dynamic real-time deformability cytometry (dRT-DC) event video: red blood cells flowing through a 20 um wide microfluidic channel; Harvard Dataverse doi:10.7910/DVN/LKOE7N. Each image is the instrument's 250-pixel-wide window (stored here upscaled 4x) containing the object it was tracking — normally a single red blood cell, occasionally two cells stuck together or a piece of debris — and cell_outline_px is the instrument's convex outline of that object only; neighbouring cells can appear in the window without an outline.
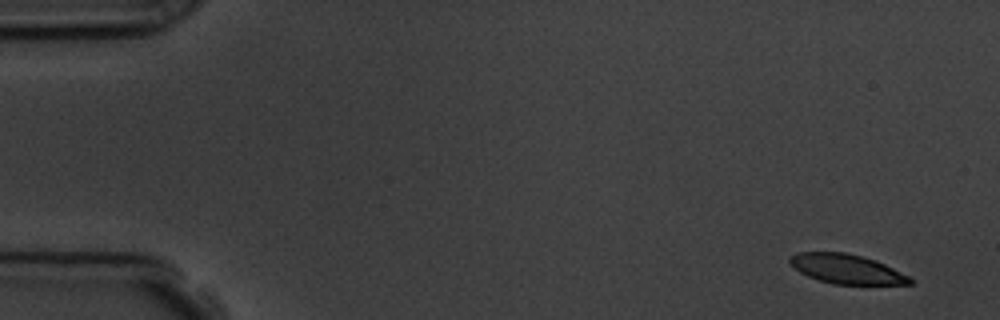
{"species": "common noctule bat (a hibernating species)", "species_latin": "Nyctalus noctula", "temperature_condition": "room temperature", "stored_images_in_passage": 5, "camera_frame_rate_fps": 3000, "um_per_image_px": 0.085, "animal": {"sex": "male", "body_mass_g": 19.5, "forearm_length_mm": 54.6}, "frame": {"image": 1, "passage_image": 1, "time_ms": 0.0, "image_size_px": [1000, 320], "cell_outline_px": [[916, 280], [912, 284], [832, 284], [808, 276], [800, 272], [788, 260], [788, 256], [796, 252], [844, 252], [864, 256], [884, 264]], "centroid_in_image_um": [71.95, 22.85], "position_along_channel_um": 13.0, "area_um2": 20.52}}
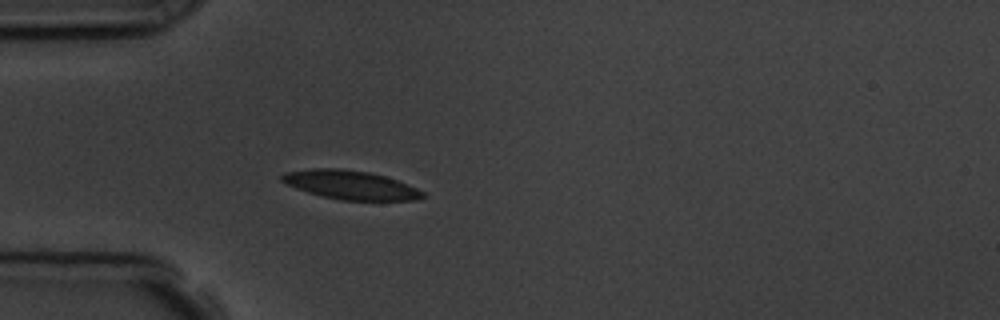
{"frame": {"image": 2, "passage_image": 5, "time_ms": 4.333, "image_size_px": [1000, 320], "cell_outline_px": [[428, 196], [416, 200], [340, 200], [308, 192], [296, 188], [280, 180], [280, 176], [284, 172], [312, 168], [340, 168], [368, 172], [384, 176], [396, 180], [416, 188], [424, 192]], "centroid_in_image_um": [29.79, 15.71], "position_along_channel_um": 55.2, "area_um2": 23.52}}